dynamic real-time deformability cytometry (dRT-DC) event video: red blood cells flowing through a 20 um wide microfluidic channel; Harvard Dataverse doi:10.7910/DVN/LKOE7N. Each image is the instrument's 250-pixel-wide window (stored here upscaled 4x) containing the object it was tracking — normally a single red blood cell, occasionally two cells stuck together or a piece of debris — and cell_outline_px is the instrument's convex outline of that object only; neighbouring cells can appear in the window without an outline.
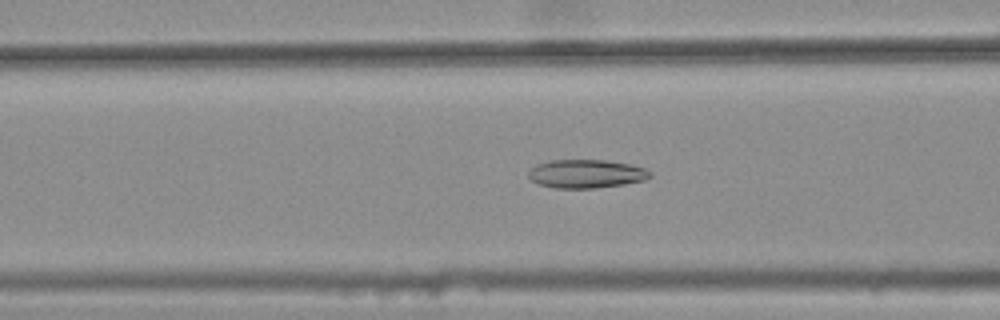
{"species": "common noctule bat (a hibernating species)", "species_latin": "Nyctalus noctula", "temperature_condition": "warm", "stored_images_in_passage": 46, "camera_frame_rate_fps": 3000, "um_per_image_px": 0.085, "animal": {"sex": "female", "body_mass_g": 25.1}, "frame": {"image": 1, "passage_image": 21, "time_ms": 6.667, "image_size_px": [1000, 320], "cell_outline_px": [[652, 176], [644, 180], [624, 184], [592, 188], [556, 188], [540, 184], [532, 180], [528, 176], [528, 172], [536, 164], [552, 160], [604, 160], [628, 164], [644, 168], [652, 172]], "centroid_in_image_um": [49.83, 14.77], "position_along_channel_um": 116.8, "area_um2": 20.0}}
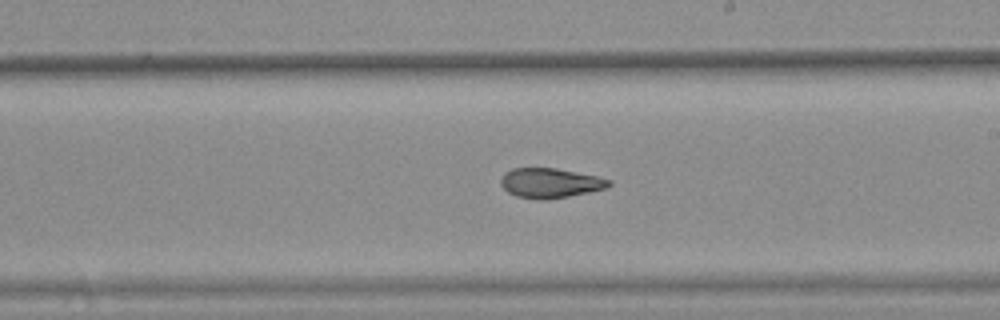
{"frame": {"image": 2, "passage_image": 31, "time_ms": 10.0, "image_size_px": [1000, 320], "cell_outline_px": [[612, 184], [608, 188], [568, 196], [544, 200], [540, 200], [516, 196], [508, 192], [500, 184], [500, 180], [504, 172], [512, 168], [556, 168], [596, 176], [612, 180]], "centroid_in_image_um": [46.76, 15.55], "position_along_channel_um": 242.2, "area_um2": 18.79}}
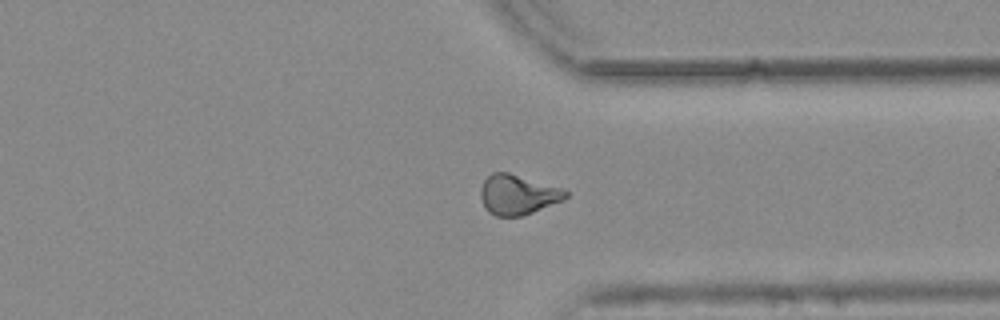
{"frame": {"image": 3, "passage_image": 41, "time_ms": 13.333, "image_size_px": [1000, 320], "cell_outline_px": [[568, 196], [564, 200], [532, 212], [520, 216], [496, 216], [488, 212], [484, 208], [480, 196], [480, 188], [484, 180], [492, 172], [508, 172], [560, 188], [568, 192]], "centroid_in_image_um": [43.97, 16.55], "position_along_channel_um": 367.4, "area_um2": 19.65}, "authors_computed_cell_mechanics": {"area_um2": 19.7387, "velocity_mm_per_s": 3.7687, "shape_relaxation_time_tau1_ms": null, "shape_relaxation_time_tau2_ms": 2.62, "deformation_change_tau1": null, "deformation_change_tau2": 0.0993}}